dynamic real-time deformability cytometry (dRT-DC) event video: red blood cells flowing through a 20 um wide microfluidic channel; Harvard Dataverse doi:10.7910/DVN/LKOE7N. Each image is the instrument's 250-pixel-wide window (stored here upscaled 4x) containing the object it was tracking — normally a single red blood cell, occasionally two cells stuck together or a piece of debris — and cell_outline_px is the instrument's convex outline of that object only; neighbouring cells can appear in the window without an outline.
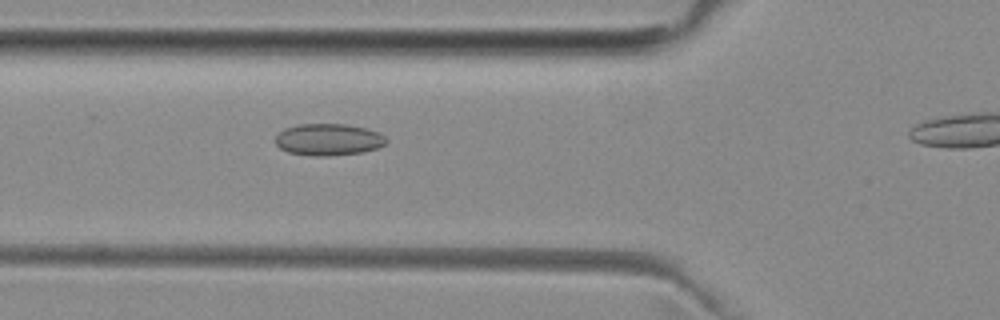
{"species": "common noctule bat (a hibernating species)", "species_latin": "Nyctalus noctula", "temperature_condition": "room temperature", "stored_images_in_passage": 22, "camera_frame_rate_fps": 3000, "um_per_image_px": 0.085, "animal": {"sex": "female", "body_mass_g": 29.2, "forearm_length_mm": 56.3}, "frame": {"image": 1, "passage_image": 8, "time_ms": 2.333, "image_size_px": [1000, 320], "cell_outline_px": [[388, 140], [384, 144], [376, 148], [364, 152], [328, 156], [316, 156], [288, 152], [280, 148], [276, 144], [276, 136], [284, 128], [296, 124], [344, 124], [368, 128], [380, 132]], "centroid_in_image_um": [27.93, 11.85], "position_along_channel_um": 97.9, "area_um2": 20.63}}
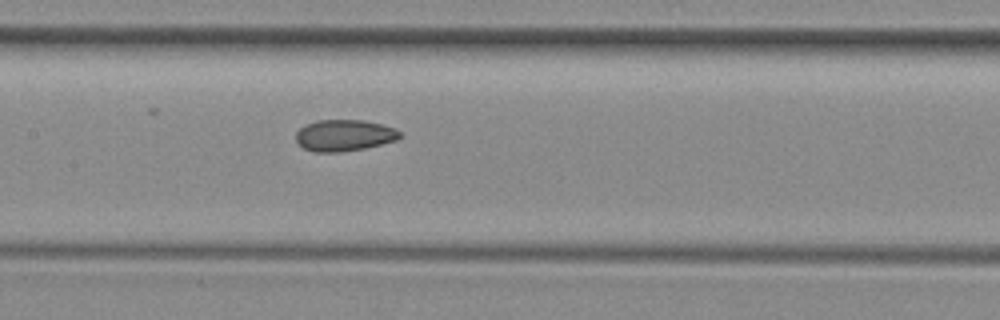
{"frame": {"image": 2, "passage_image": 14, "time_ms": 4.333, "image_size_px": [1000, 320], "cell_outline_px": [[400, 136], [396, 140], [364, 148], [340, 152], [312, 152], [304, 148], [296, 140], [296, 132], [304, 124], [320, 120], [364, 120], [396, 128], [400, 132]], "centroid_in_image_um": [29.23, 11.5], "position_along_channel_um": 178.2, "area_um2": 18.96}}
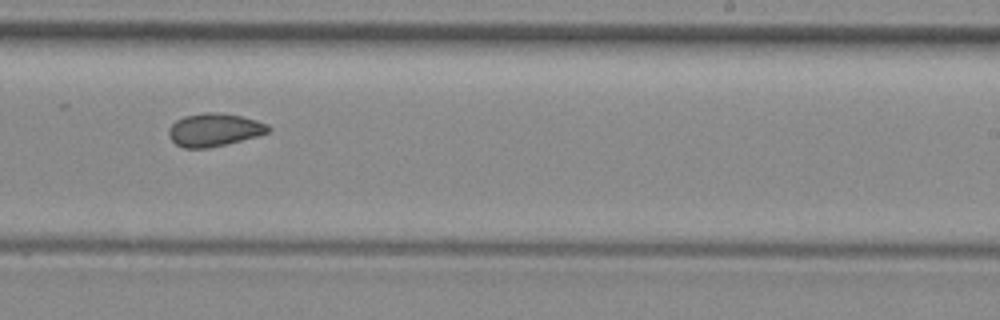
{"frame": {"image": 3, "passage_image": 21, "time_ms": 6.667, "image_size_px": [1000, 320], "cell_outline_px": [[272, 128], [268, 132], [256, 136], [208, 148], [184, 148], [176, 144], [168, 136], [168, 128], [176, 120], [184, 116], [208, 112], [220, 112], [240, 116], [256, 120], [268, 124]], "centroid_in_image_um": [18.18, 11.03], "position_along_channel_um": 270.8, "area_um2": 19.02}}